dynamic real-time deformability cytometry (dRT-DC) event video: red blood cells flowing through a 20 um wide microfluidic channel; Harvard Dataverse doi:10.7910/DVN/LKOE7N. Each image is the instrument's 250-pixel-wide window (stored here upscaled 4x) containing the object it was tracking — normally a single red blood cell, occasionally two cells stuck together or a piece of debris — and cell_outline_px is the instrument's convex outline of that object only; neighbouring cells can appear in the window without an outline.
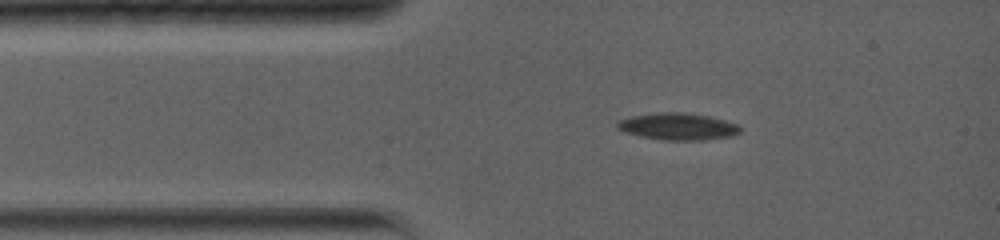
{"species": "common noctule bat (a hibernating species)", "species_latin": "Nyctalus noctula", "temperature_condition": "warm", "stored_images_in_passage": 20, "camera_frame_rate_fps": 5000, "um_per_image_px": 0.085, "animal": {"sex": "female", "body_mass_g": 19.0, "forearm_length_mm": 56.7}, "frame": {"image": 1, "passage_image": 3, "time_ms": 1.2, "image_size_px": [1000, 240], "cell_outline_px": [[744, 128], [740, 132], [732, 136], [704, 140], [664, 140], [640, 136], [624, 132], [616, 128], [616, 124], [620, 120], [632, 116], [656, 112], [684, 112], [708, 116], [740, 124]], "centroid_in_image_um": [57.66, 10.75], "position_along_channel_um": 27.3, "area_um2": 19.48}}
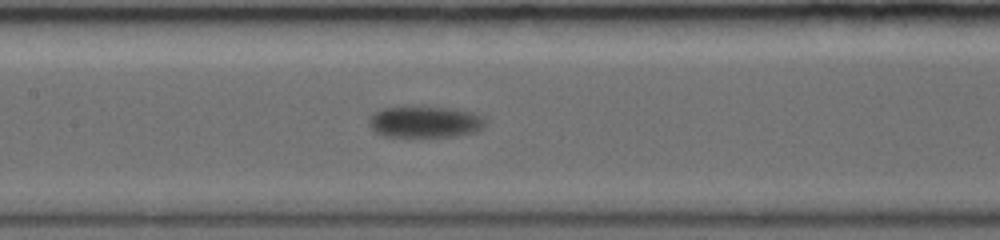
{"frame": {"image": 2, "passage_image": 13, "time_ms": 5.8, "image_size_px": [1000, 240], "cell_outline_px": [[484, 124], [480, 128], [472, 132], [452, 136], [384, 136], [376, 132], [368, 124], [368, 116], [372, 112], [380, 108], [452, 108], [476, 112], [484, 116]], "centroid_in_image_um": [36.08, 10.35], "position_along_channel_um": 171.3, "area_um2": 20.98}}
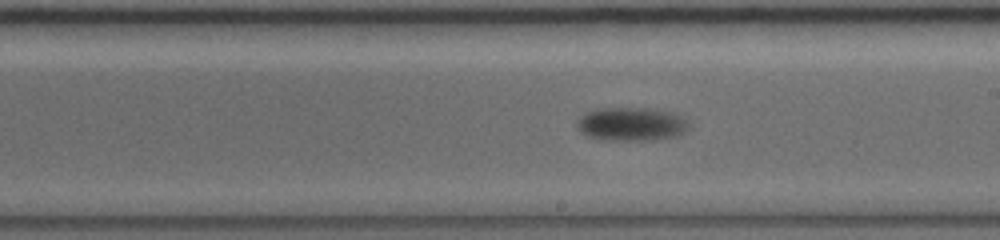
{"frame": {"image": 3, "passage_image": 18, "time_ms": 7.6, "image_size_px": [1000, 240], "cell_outline_px": [[688, 128], [684, 132], [676, 136], [652, 140], [600, 140], [588, 136], [580, 132], [576, 128], [576, 120], [584, 112], [596, 108], [648, 108], [672, 112], [688, 120]], "centroid_in_image_um": [53.6, 10.54], "position_along_channel_um": 235.4, "area_um2": 22.2}}